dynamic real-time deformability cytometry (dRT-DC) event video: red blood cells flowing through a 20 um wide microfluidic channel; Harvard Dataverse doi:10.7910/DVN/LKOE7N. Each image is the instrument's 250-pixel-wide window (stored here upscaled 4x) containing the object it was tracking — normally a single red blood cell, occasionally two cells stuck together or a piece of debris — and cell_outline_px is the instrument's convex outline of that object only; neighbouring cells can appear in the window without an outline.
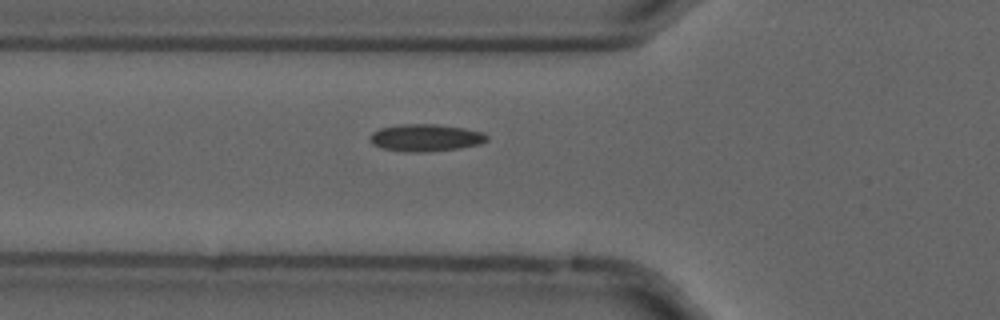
{"species": "common noctule bat (a hibernating species)", "species_latin": "Nyctalus noctula", "temperature_condition": "cold", "stored_images_in_passage": 56, "camera_frame_rate_fps": 3000, "um_per_image_px": 0.085, "animal": {"sex": "male", "forearm_length_mm": 52.5}, "frame": {"image": 1, "passage_image": 20, "time_ms": 6.333, "image_size_px": [1000, 320], "cell_outline_px": [[488, 140], [480, 144], [460, 148], [424, 152], [404, 152], [384, 148], [372, 144], [372, 132], [380, 128], [400, 124], [436, 124], [464, 128], [484, 132], [488, 136]], "centroid_in_image_um": [36.22, 11.7], "position_along_channel_um": 89.6, "area_um2": 18.5}}
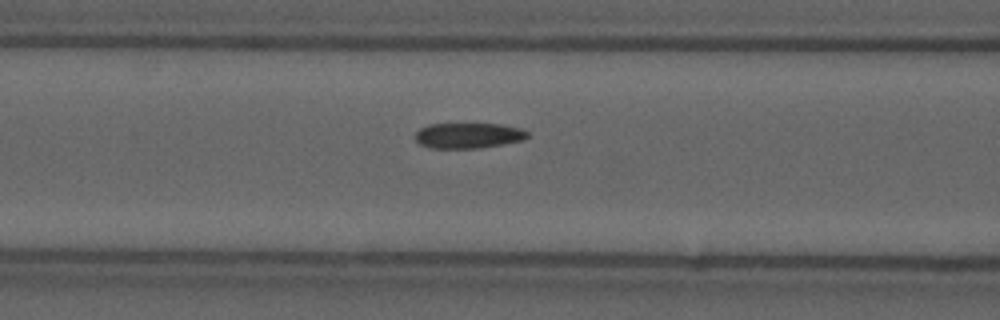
{"frame": {"image": 2, "passage_image": 23, "time_ms": 7.333, "image_size_px": [1000, 320], "cell_outline_px": [[528, 136], [524, 140], [504, 144], [480, 148], [428, 148], [420, 144], [416, 140], [416, 132], [420, 128], [428, 124], [500, 124], [520, 128], [528, 132]], "centroid_in_image_um": [39.81, 11.52], "position_along_channel_um": 126.8, "area_um2": 16.7}}
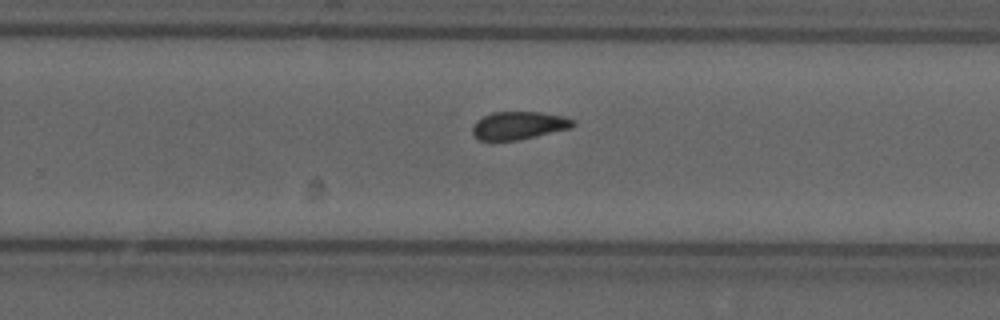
{"frame": {"image": 3, "passage_image": 36, "time_ms": 11.667, "image_size_px": [1000, 320], "cell_outline_px": [[576, 124], [572, 128], [520, 140], [480, 140], [472, 132], [472, 124], [476, 120], [492, 112], [540, 112], [564, 116], [572, 120]], "centroid_in_image_um": [44.1, 10.66], "position_along_channel_um": 285.7, "area_um2": 16.42}, "authors_computed_cell_mechanics": {"area_um2": 16.9065, "velocity_mm_per_s": 3.6858, "shape_relaxation_time_tau1_ms": null, "shape_relaxation_time_tau2_ms": 2.0827, "deformation_change_tau1": null, "deformation_change_tau2": 0.0873}}